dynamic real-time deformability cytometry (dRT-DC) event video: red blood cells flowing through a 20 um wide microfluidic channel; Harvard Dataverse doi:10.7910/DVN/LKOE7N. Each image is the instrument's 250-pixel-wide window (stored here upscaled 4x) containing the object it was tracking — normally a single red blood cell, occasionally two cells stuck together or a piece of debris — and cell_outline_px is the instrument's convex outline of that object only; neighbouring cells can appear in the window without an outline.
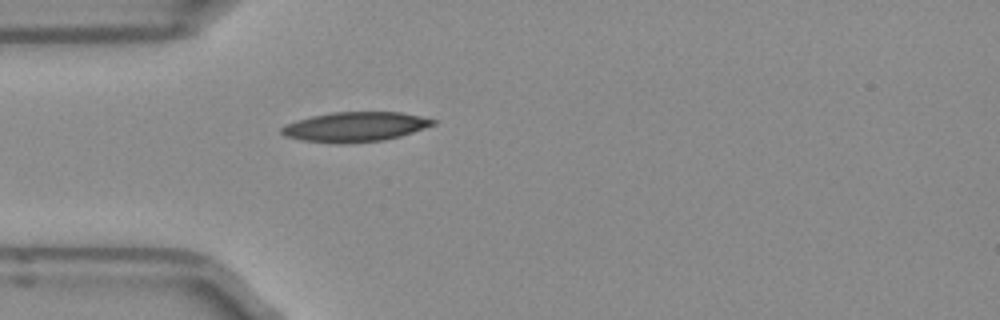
{"species": "Egyptian fruit bat (a non-hibernating species)", "species_latin": "Rousettus aegyptiacus", "temperature_condition": "room temperature", "stored_images_in_passage": 5, "camera_frame_rate_fps": 3000, "um_per_image_px": 0.085, "frame": {"image": 1, "passage_image": 5, "time_ms": 1.333, "image_size_px": [1000, 320], "cell_outline_px": [[436, 124], [400, 136], [384, 140], [344, 144], [340, 144], [300, 140], [284, 136], [280, 132], [280, 128], [296, 120], [312, 116], [332, 112], [400, 112], [420, 116], [436, 120]], "centroid_in_image_um": [30.16, 10.79], "position_along_channel_um": 54.8, "area_um2": 26.24}}